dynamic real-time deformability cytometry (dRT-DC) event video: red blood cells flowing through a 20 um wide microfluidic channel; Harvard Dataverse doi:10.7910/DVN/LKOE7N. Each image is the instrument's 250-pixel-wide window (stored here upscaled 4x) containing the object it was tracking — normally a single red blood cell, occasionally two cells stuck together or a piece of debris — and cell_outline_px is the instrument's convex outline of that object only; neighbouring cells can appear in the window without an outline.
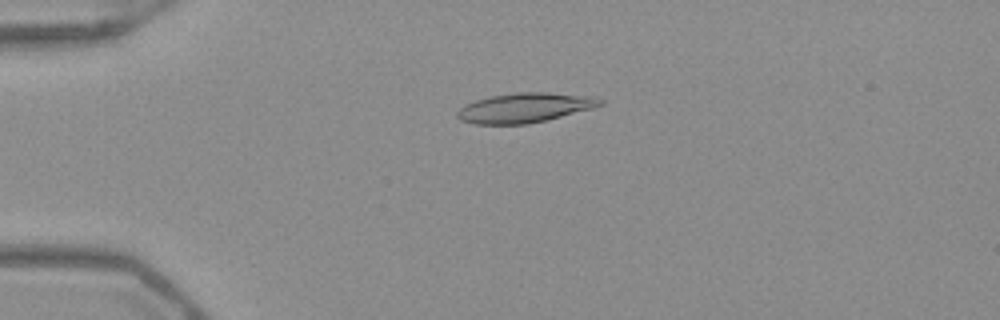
{"species": "Egyptian fruit bat (a non-hibernating species)", "species_latin": "Rousettus aegyptiacus", "temperature_condition": "warm", "stored_images_in_passage": 52, "camera_frame_rate_fps": 3000, "um_per_image_px": 0.085, "frame": {"image": 1, "passage_image": 13, "time_ms": 4.0, "image_size_px": [1000, 320], "cell_outline_px": [[604, 104], [592, 108], [528, 124], [476, 124], [460, 120], [456, 116], [456, 112], [464, 104], [488, 96], [516, 92], [548, 92], [596, 96], [604, 100]], "centroid_in_image_um": [44.6, 9.14], "position_along_channel_um": 40.4, "area_um2": 24.8}}
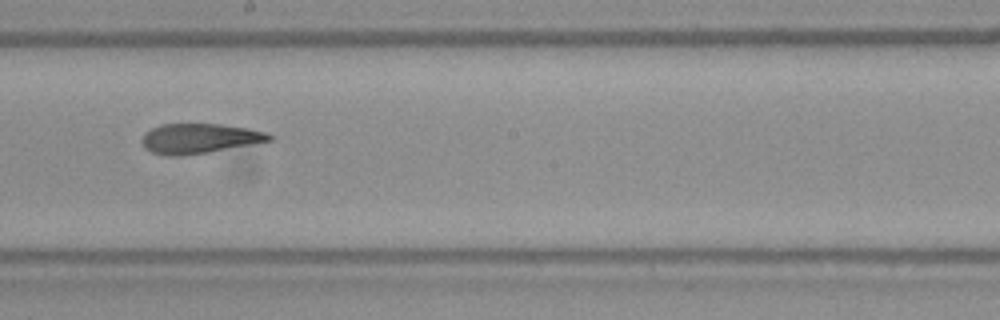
{"frame": {"image": 2, "passage_image": 30, "time_ms": 9.667, "image_size_px": [1000, 320], "cell_outline_px": [[276, 136], [272, 140], [208, 152], [180, 156], [164, 156], [152, 152], [144, 148], [140, 140], [144, 132], [160, 124], [220, 124], [248, 128], [268, 132]], "centroid_in_image_um": [16.92, 11.77], "position_along_channel_um": 231.3, "area_um2": 22.37}}
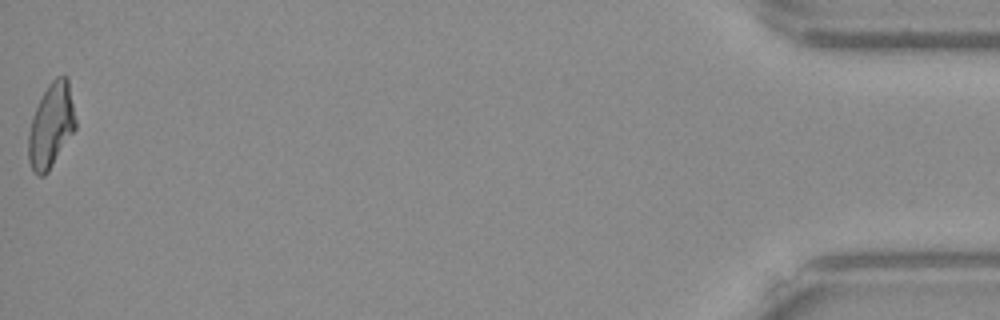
{"frame": {"image": 3, "passage_image": 52, "time_ms": 17.0, "image_size_px": [1000, 320], "cell_outline_px": [[76, 128], [48, 172], [44, 176], [36, 176], [28, 160], [28, 136], [32, 116], [48, 84], [56, 76], [68, 76], [76, 120]], "centroid_in_image_um": [4.35, 10.67], "position_along_channel_um": 430.9, "area_um2": 23.18}, "authors_computed_cell_mechanics": {"area_um2": 23.409, "velocity_mm_per_s": 3.9755, "shape_relaxation_time_tau1_ms": null, "shape_relaxation_time_tau2_ms": 3.2547, "deformation_change_tau1": null, "deformation_change_tau2": 0.1279}}